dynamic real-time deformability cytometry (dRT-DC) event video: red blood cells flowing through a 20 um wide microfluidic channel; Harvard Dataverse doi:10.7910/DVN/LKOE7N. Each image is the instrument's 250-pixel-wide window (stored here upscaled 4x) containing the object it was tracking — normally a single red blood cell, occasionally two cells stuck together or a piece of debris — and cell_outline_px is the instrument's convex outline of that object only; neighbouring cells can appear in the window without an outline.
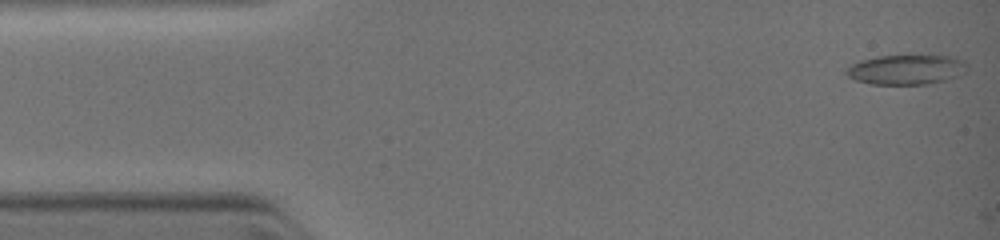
{"species": "common noctule bat (a hibernating species)", "species_latin": "Nyctalus noctula", "temperature_condition": "warm", "stored_images_in_passage": 4, "camera_frame_rate_fps": 3000, "um_per_image_px": 0.085, "animal": {"sex": "female", "body_mass_g": 19.0, "forearm_length_mm": 51.5}, "frame": {"image": 1, "passage_image": 1, "time_ms": 0.0, "image_size_px": [1000, 240], "cell_outline_px": [[968, 68], [960, 76], [928, 84], [872, 84], [856, 80], [848, 76], [844, 72], [852, 64], [860, 60], [876, 56], [948, 56], [964, 60], [968, 64]], "centroid_in_image_um": [77.05, 5.92], "position_along_channel_um": 7.9, "area_um2": 20.92}}